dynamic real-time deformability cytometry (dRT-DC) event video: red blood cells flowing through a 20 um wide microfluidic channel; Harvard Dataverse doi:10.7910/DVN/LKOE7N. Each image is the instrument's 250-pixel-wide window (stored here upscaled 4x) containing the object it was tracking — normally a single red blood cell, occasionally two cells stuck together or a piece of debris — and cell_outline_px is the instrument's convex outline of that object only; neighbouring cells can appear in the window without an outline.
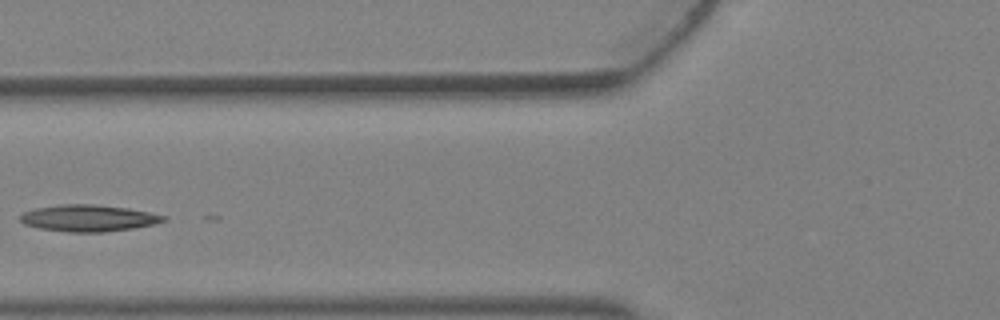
{"species": "Egyptian fruit bat (a non-hibernating species)", "species_latin": "Rousettus aegyptiacus", "temperature_condition": "warm", "stored_images_in_passage": 3, "camera_frame_rate_fps": 3000, "um_per_image_px": 0.085, "animal": {"sex": "female"}, "frame": {"image": 1, "passage_image": 3, "time_ms": 0.667, "image_size_px": [1000, 320], "cell_outline_px": [[168, 220], [152, 224], [132, 228], [104, 232], [68, 232], [40, 228], [24, 224], [20, 220], [20, 216], [24, 212], [36, 208], [60, 204], [96, 204], [128, 208], [168, 216]], "centroid_in_image_um": [7.53, 18.53], "position_along_channel_um": 118.3, "area_um2": 22.2}}